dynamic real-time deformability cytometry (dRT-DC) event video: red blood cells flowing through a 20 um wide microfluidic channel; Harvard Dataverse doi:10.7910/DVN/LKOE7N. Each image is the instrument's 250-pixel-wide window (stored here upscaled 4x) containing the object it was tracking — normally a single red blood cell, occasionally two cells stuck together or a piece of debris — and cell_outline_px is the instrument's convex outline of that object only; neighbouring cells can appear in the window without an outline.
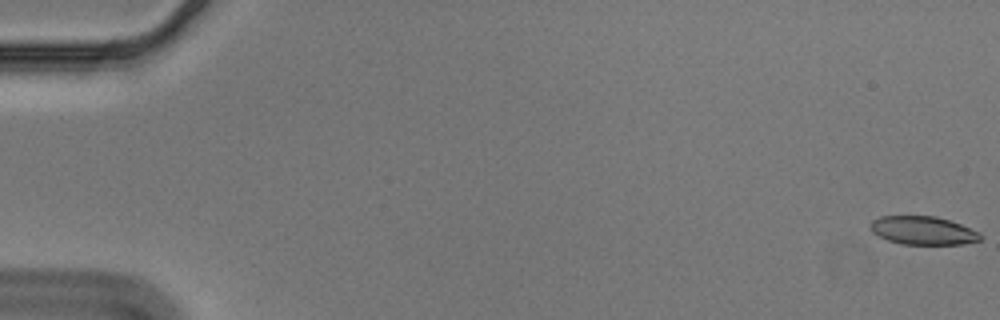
{"species": "Egyptian fruit bat (a non-hibernating species)", "species_latin": "Rousettus aegyptiacus", "temperature_condition": "cold", "stored_images_in_passage": 57, "camera_frame_rate_fps": 3000, "um_per_image_px": 0.085, "animal": {"sex": "male"}, "frame": {"image": 1, "passage_image": 1, "time_ms": 0.0, "image_size_px": [1000, 320], "cell_outline_px": [[984, 236], [980, 240], [964, 244], [904, 244], [888, 240], [872, 232], [868, 228], [872, 220], [880, 216], [936, 216], [960, 224], [980, 232]], "centroid_in_image_um": [78.46, 19.59], "position_along_channel_um": 6.5, "area_um2": 18.21}}
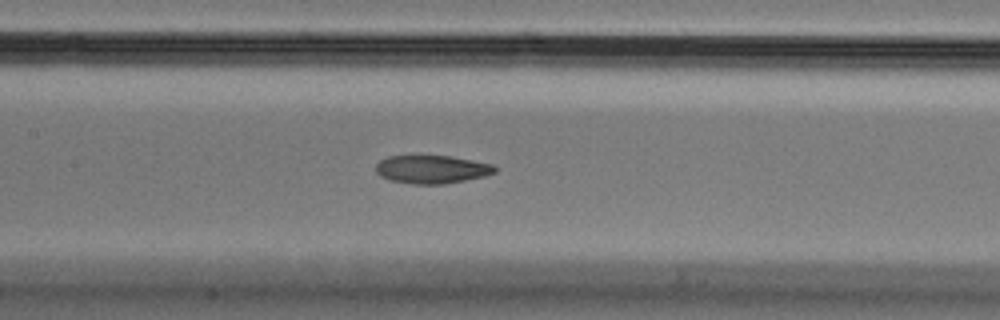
{"frame": {"image": 2, "passage_image": 28, "time_ms": 9.0, "image_size_px": [1000, 320], "cell_outline_px": [[496, 172], [484, 176], [444, 184], [412, 184], [392, 180], [380, 176], [376, 172], [376, 164], [380, 160], [388, 156], [452, 156], [492, 164], [496, 168]], "centroid_in_image_um": [36.7, 14.39], "position_along_channel_um": 170.7, "area_um2": 19.42}}
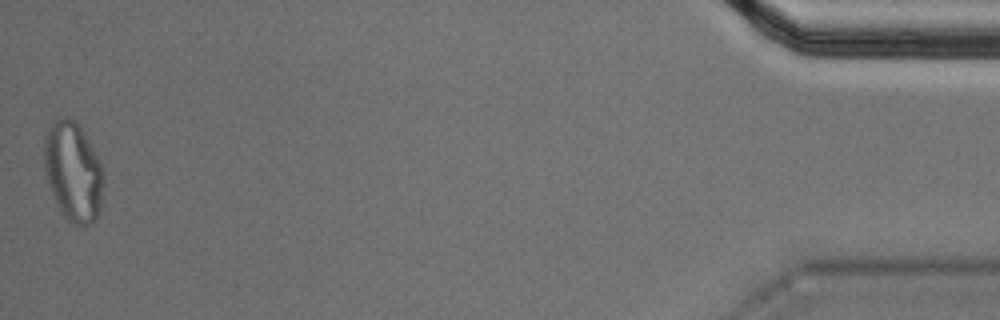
{"frame": {"image": 3, "passage_image": 57, "time_ms": 18.667, "image_size_px": [1000, 320], "cell_outline_px": [[104, 180], [100, 212], [96, 220], [92, 224], [84, 228], [80, 228], [72, 224], [60, 212], [52, 196], [48, 184], [44, 168], [44, 136], [52, 120], [64, 116], [68, 116], [76, 120], [80, 124], [104, 172]], "centroid_in_image_um": [6.21, 14.62], "position_along_channel_um": 429.0, "area_um2": 35.32}, "authors_computed_cell_mechanics": {"area_um2": 20.4034, "velocity_mm_per_s": 3.5726, "shape_relaxation_time_tau1_ms": null, "shape_relaxation_time_tau2_ms": 3.7453, "deformation_change_tau1": null, "deformation_change_tau2": 0.1072}}